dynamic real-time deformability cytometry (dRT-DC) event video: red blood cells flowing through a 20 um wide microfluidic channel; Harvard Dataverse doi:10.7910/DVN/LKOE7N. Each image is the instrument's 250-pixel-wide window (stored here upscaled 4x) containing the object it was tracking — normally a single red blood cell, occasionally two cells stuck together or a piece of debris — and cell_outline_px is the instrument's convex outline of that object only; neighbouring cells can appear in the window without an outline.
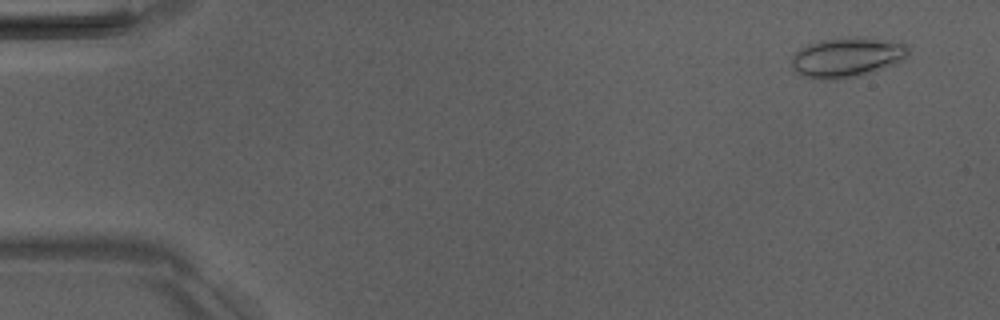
{"species": "Egyptian fruit bat (a non-hibernating species)", "species_latin": "Rousettus aegyptiacus", "temperature_condition": "room temperature", "stored_images_in_passage": 6, "camera_frame_rate_fps": 3000, "um_per_image_px": 0.085, "animal": {"sex": "male"}, "frame": {"image": 1, "passage_image": 2, "time_ms": 1.0, "image_size_px": [1000, 320], "cell_outline_px": [[908, 56], [904, 60], [896, 64], [860, 76], [836, 80], [812, 80], [800, 76], [792, 68], [792, 56], [800, 48], [824, 40], [856, 36], [900, 40], [908, 44]], "centroid_in_image_um": [72.05, 4.88], "position_along_channel_um": 13.0, "area_um2": 27.86}}